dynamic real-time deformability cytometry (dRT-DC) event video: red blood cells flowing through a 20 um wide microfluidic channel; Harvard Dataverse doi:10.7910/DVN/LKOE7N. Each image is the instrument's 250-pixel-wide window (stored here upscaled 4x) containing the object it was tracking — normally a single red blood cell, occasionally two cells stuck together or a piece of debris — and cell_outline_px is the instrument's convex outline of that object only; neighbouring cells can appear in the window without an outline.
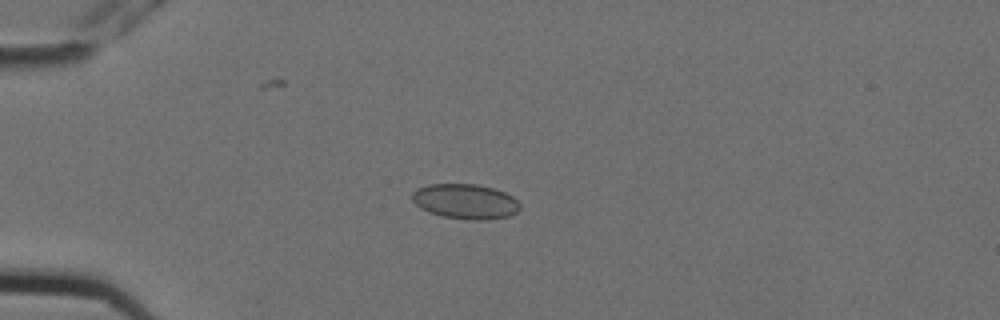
{"species": "Egyptian fruit bat (a non-hibernating species)", "species_latin": "Rousettus aegyptiacus", "temperature_condition": "cold", "stored_images_in_passage": 12, "camera_frame_rate_fps": 3000, "um_per_image_px": 0.085, "animal": {"sex": "female"}, "frame": {"image": 1, "passage_image": 5, "time_ms": 1.333, "image_size_px": [1000, 320], "cell_outline_px": [[520, 208], [516, 212], [508, 216], [488, 220], [472, 220], [444, 216], [428, 212], [420, 208], [412, 200], [412, 192], [416, 188], [428, 184], [476, 184], [492, 188], [504, 192], [512, 196], [520, 204]], "centroid_in_image_um": [39.53, 17.12], "position_along_channel_um": 45.5, "area_um2": 21.96}}
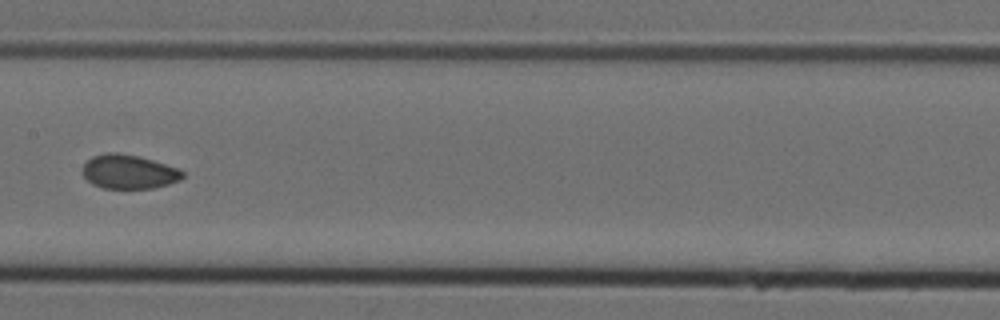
{"frame": {"image": 2, "passage_image": 9, "time_ms": 2.667, "image_size_px": [1000, 320], "cell_outline_px": [[184, 176], [180, 180], [168, 184], [152, 188], [100, 188], [92, 184], [84, 176], [84, 164], [92, 156], [108, 152], [116, 152], [140, 156], [180, 168], [184, 172]], "centroid_in_image_um": [10.98, 14.59], "position_along_channel_um": 196.4, "area_um2": 19.94}}
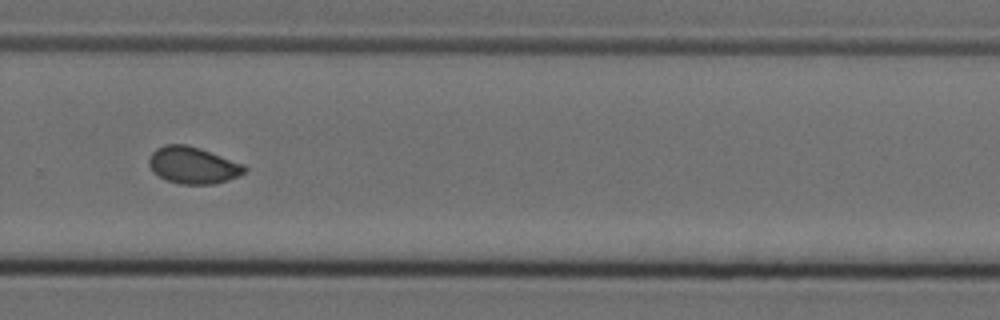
{"frame": {"image": 3, "passage_image": 12, "time_ms": 3.667, "image_size_px": [1000, 320], "cell_outline_px": [[248, 168], [244, 172], [228, 180], [216, 184], [180, 184], [168, 180], [152, 172], [148, 164], [148, 160], [152, 152], [156, 148], [164, 144], [184, 144], [200, 148], [244, 164]], "centroid_in_image_um": [16.38, 14.04], "position_along_channel_um": 313.4, "area_um2": 20.52}}